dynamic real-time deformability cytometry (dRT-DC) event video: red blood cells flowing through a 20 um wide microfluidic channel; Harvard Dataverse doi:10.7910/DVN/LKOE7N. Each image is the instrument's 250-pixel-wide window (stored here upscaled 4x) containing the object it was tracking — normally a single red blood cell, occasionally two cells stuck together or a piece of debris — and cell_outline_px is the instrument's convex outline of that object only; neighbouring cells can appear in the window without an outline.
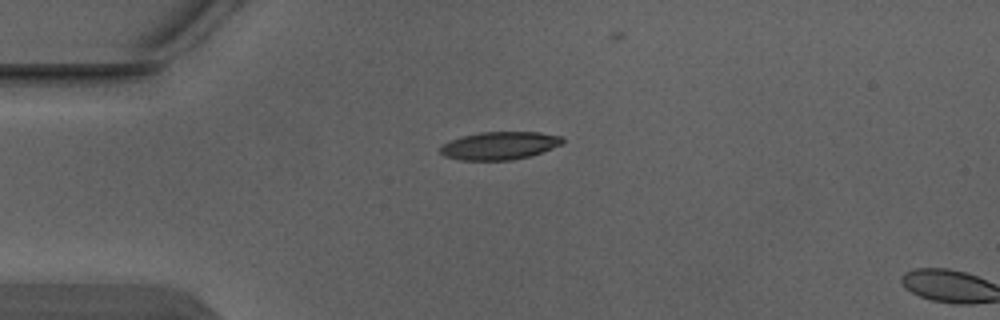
{"species": "Egyptian fruit bat (a non-hibernating species)", "species_latin": "Rousettus aegyptiacus", "temperature_condition": "warm", "stored_images_in_passage": 2, "segment_of_instrument_passage": [1, 2], "camera_frame_rate_fps": 3000, "um_per_image_px": 0.085, "animal": {"sex": "male"}, "frame": {"image": 1, "passage_image": 1, "time_ms": 0.0, "image_size_px": [1000, 320], "cell_outline_px": [[564, 144], [532, 156], [512, 160], [460, 160], [444, 156], [440, 152], [440, 148], [444, 144], [452, 140], [464, 136], [480, 132], [540, 132], [560, 136], [564, 140]], "centroid_in_image_um": [42.51, 12.39], "position_along_channel_um": 42.5, "area_um2": 19.88}}